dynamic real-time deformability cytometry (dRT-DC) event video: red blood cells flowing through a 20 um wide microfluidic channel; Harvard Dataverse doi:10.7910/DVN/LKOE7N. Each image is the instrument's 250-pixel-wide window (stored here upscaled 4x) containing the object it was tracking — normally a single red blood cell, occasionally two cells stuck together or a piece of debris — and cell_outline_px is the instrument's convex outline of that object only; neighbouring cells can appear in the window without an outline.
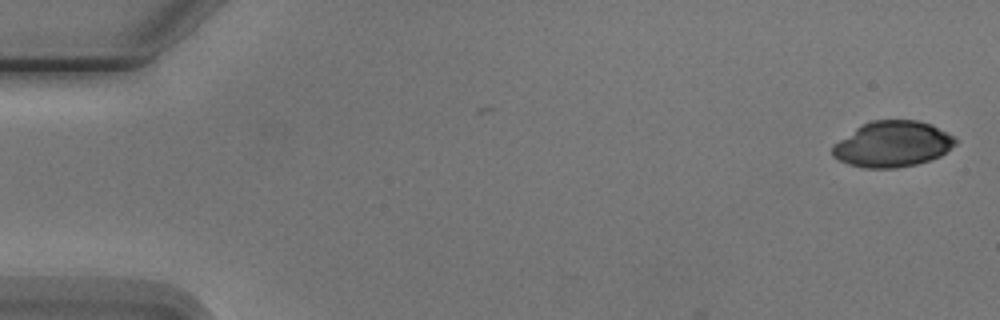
{"species": "Egyptian fruit bat (a non-hibernating species)", "species_latin": "Rousettus aegyptiacus", "temperature_condition": "cold", "stored_images_in_passage": 3, "camera_frame_rate_fps": 3000, "um_per_image_px": 0.085, "animal": {"sex": "male"}, "frame": {"image": 1, "passage_image": 1, "time_ms": 0.0, "image_size_px": [1000, 320], "cell_outline_px": [[956, 144], [940, 156], [916, 164], [896, 168], [864, 168], [848, 164], [832, 156], [832, 144], [856, 128], [872, 120], [916, 120], [932, 124], [948, 132], [956, 140]], "centroid_in_image_um": [75.85, 12.25], "position_along_channel_um": 9.1, "area_um2": 32.77}}